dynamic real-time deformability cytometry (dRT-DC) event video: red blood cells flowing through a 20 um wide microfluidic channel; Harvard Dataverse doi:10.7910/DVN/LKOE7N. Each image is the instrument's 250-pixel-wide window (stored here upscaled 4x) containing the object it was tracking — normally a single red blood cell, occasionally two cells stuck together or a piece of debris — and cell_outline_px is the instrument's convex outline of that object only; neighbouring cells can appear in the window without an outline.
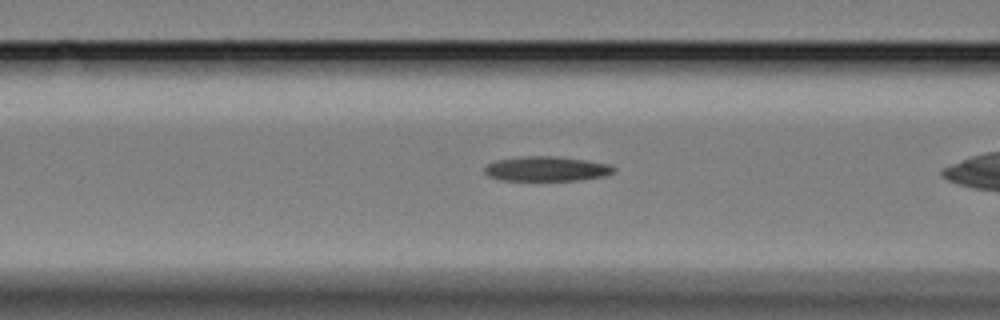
{"species": "Egyptian fruit bat (a non-hibernating species)", "species_latin": "Rousettus aegyptiacus", "temperature_condition": "cold", "stored_images_in_passage": 41, "camera_frame_rate_fps": 3000, "um_per_image_px": 0.085, "animal": {"sex": "female"}, "frame": {"image": 1, "passage_image": 18, "time_ms": 5.667, "image_size_px": [1000, 320], "cell_outline_px": [[616, 172], [604, 176], [580, 180], [500, 180], [488, 176], [484, 172], [484, 168], [488, 164], [496, 160], [520, 156], [556, 156], [612, 164], [616, 168]], "centroid_in_image_um": [46.48, 14.34], "position_along_channel_um": 120.1, "area_um2": 18.79}}
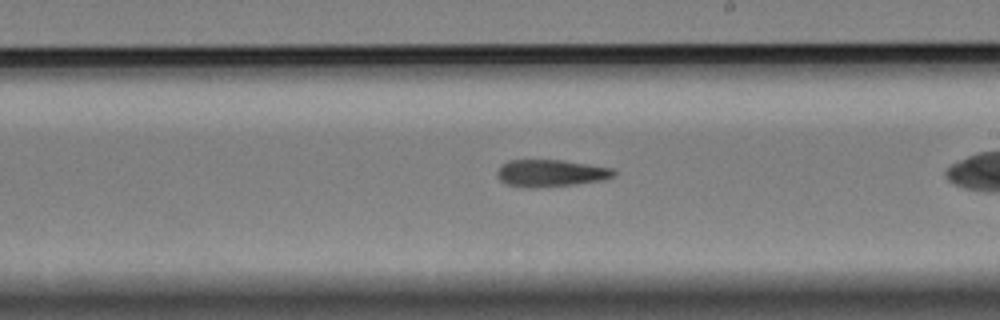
{"frame": {"image": 2, "passage_image": 29, "time_ms": 9.333, "image_size_px": [1000, 320], "cell_outline_px": [[616, 172], [612, 176], [604, 180], [576, 184], [536, 188], [532, 188], [508, 184], [500, 180], [496, 176], [496, 172], [500, 164], [508, 160], [564, 160], [612, 168]], "centroid_in_image_um": [46.78, 14.71], "position_along_channel_um": 242.2, "area_um2": 18.5}}
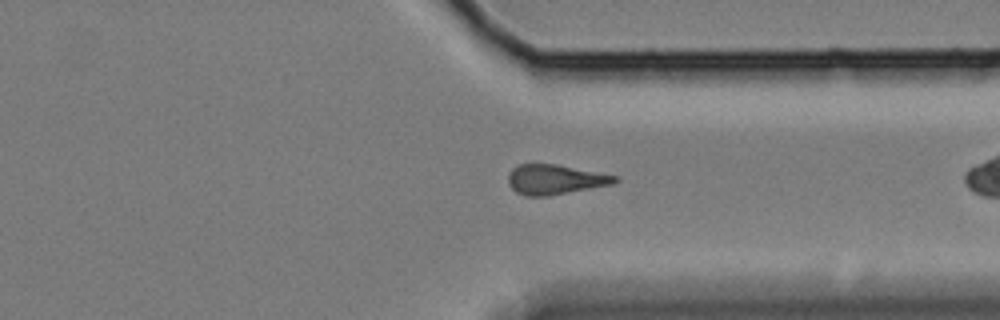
{"frame": {"image": 3, "passage_image": 40, "time_ms": 13.0, "image_size_px": [1000, 320], "cell_outline_px": [[620, 180], [612, 184], [548, 196], [528, 196], [516, 192], [508, 184], [508, 172], [516, 164], [556, 164], [620, 176]], "centroid_in_image_um": [47.17, 15.24], "position_along_channel_um": 364.2, "area_um2": 18.67}}